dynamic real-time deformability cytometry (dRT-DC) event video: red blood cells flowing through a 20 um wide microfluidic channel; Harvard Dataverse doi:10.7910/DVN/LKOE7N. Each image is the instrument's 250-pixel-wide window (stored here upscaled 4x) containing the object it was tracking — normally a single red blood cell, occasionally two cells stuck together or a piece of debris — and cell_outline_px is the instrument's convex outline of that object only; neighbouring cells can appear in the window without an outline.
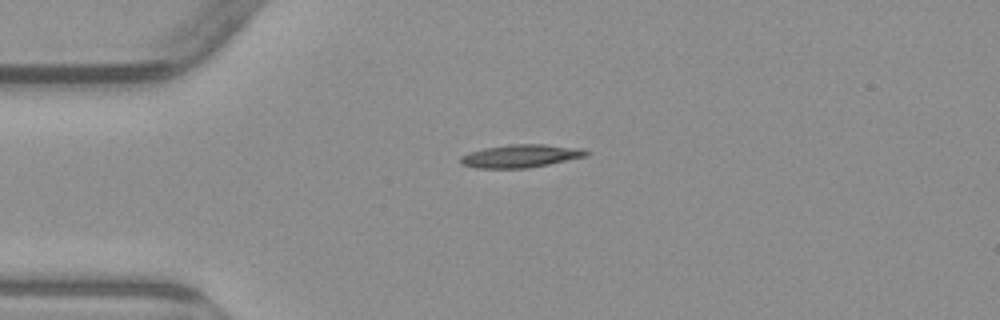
{"species": "common noctule bat (a hibernating species)", "species_latin": "Nyctalus noctula", "temperature_condition": "warm", "stored_images_in_passage": 3, "camera_frame_rate_fps": 3000, "um_per_image_px": 0.085, "animal": {"sex": "male", "body_mass_g": 23.1, "forearm_length_mm": 52.7}, "frame": {"image": 1, "passage_image": 2, "time_ms": 1.333, "image_size_px": [1000, 320], "cell_outline_px": [[592, 152], [588, 156], [528, 168], [476, 168], [460, 164], [460, 156], [484, 148], [508, 144], [544, 144], [584, 148]], "centroid_in_image_um": [44.31, 13.25], "position_along_channel_um": 40.7, "area_um2": 16.99}}